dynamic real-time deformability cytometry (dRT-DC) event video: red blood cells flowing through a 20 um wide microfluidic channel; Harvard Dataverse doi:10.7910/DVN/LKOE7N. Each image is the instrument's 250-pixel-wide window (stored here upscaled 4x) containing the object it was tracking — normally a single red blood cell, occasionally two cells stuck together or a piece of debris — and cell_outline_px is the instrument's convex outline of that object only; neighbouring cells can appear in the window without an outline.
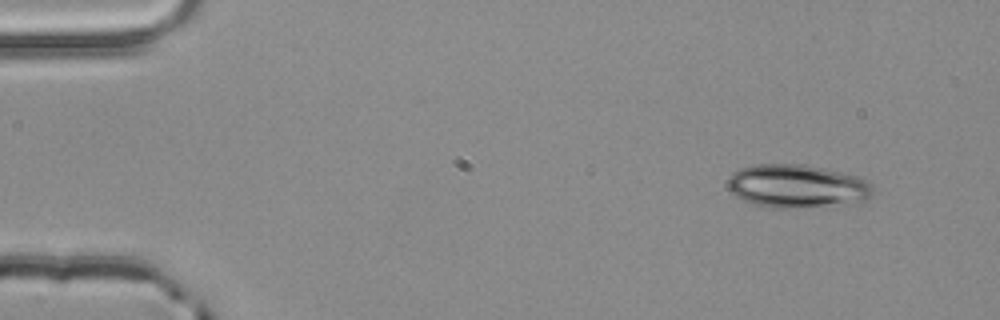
{"species": "common noctule bat (a hibernating species)", "species_latin": "Nyctalus noctula", "temperature_condition": "room temperature", "stored_images_in_passage": 3, "camera_frame_rate_fps": 3000, "um_per_image_px": 0.085, "animal": {"sex": "male", "body_mass_g": 20.4}, "frame": {"image": 1, "passage_image": 1, "time_ms": 0.0, "image_size_px": [1000, 320], "cell_outline_px": [[872, 192], [864, 200], [784, 208], [764, 208], [752, 204], [736, 196], [728, 188], [728, 176], [732, 172], [740, 168], [756, 164], [804, 164], [824, 168], [856, 176], [864, 180], [872, 188]], "centroid_in_image_um": [67.61, 15.79], "position_along_channel_um": 17.4, "area_um2": 35.78}}
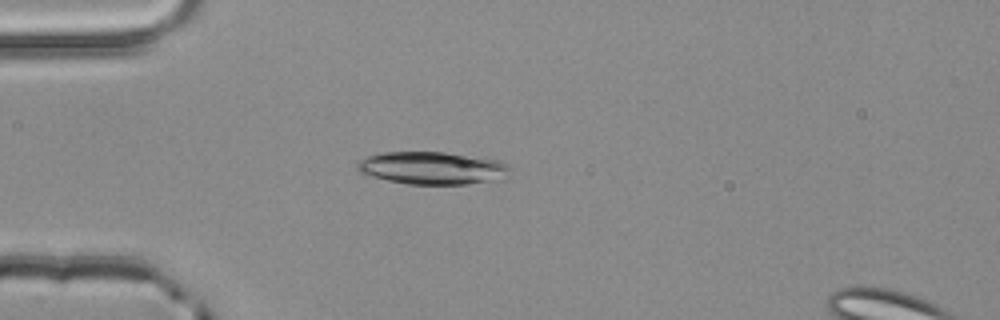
{"frame": {"image": 2, "passage_image": 3, "time_ms": 0.667, "image_size_px": [1000, 320], "cell_outline_px": [[512, 172], [504, 180], [468, 184], [408, 184], [388, 180], [360, 172], [356, 168], [356, 164], [360, 160], [368, 156], [380, 152], [444, 152], [500, 160], [508, 164], [512, 168]], "centroid_in_image_um": [36.85, 14.29], "position_along_channel_um": 48.1, "area_um2": 29.36}}